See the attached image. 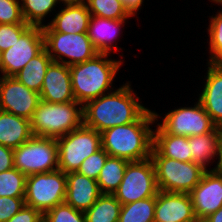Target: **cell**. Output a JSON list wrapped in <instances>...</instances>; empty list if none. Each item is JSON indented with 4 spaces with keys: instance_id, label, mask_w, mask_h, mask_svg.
<instances>
[{
    "instance_id": "6da1fadb",
    "label": "cell",
    "mask_w": 222,
    "mask_h": 222,
    "mask_svg": "<svg viewBox=\"0 0 222 222\" xmlns=\"http://www.w3.org/2000/svg\"><path fill=\"white\" fill-rule=\"evenodd\" d=\"M130 83L88 101L83 106L84 125L101 133L137 121L149 108L141 104Z\"/></svg>"
},
{
    "instance_id": "7a4b0ae2",
    "label": "cell",
    "mask_w": 222,
    "mask_h": 222,
    "mask_svg": "<svg viewBox=\"0 0 222 222\" xmlns=\"http://www.w3.org/2000/svg\"><path fill=\"white\" fill-rule=\"evenodd\" d=\"M150 108L135 122L108 128L101 132L102 148L111 157L127 161H141L151 157L153 148L152 125L160 117Z\"/></svg>"
},
{
    "instance_id": "3957f363",
    "label": "cell",
    "mask_w": 222,
    "mask_h": 222,
    "mask_svg": "<svg viewBox=\"0 0 222 222\" xmlns=\"http://www.w3.org/2000/svg\"><path fill=\"white\" fill-rule=\"evenodd\" d=\"M108 56V53H98L90 60L69 66L74 99L83 106L114 90V79L124 60Z\"/></svg>"
},
{
    "instance_id": "277c9868",
    "label": "cell",
    "mask_w": 222,
    "mask_h": 222,
    "mask_svg": "<svg viewBox=\"0 0 222 222\" xmlns=\"http://www.w3.org/2000/svg\"><path fill=\"white\" fill-rule=\"evenodd\" d=\"M30 123L33 136L57 139L84 124L83 105L76 100L67 103L40 100Z\"/></svg>"
},
{
    "instance_id": "5b68a950",
    "label": "cell",
    "mask_w": 222,
    "mask_h": 222,
    "mask_svg": "<svg viewBox=\"0 0 222 222\" xmlns=\"http://www.w3.org/2000/svg\"><path fill=\"white\" fill-rule=\"evenodd\" d=\"M159 191L190 193L206 171L200 164L163 157L154 147L151 151Z\"/></svg>"
},
{
    "instance_id": "8992f818",
    "label": "cell",
    "mask_w": 222,
    "mask_h": 222,
    "mask_svg": "<svg viewBox=\"0 0 222 222\" xmlns=\"http://www.w3.org/2000/svg\"><path fill=\"white\" fill-rule=\"evenodd\" d=\"M42 30L44 48L54 62L71 66L90 60L99 53L87 33L55 32L48 24Z\"/></svg>"
},
{
    "instance_id": "52a82bcc",
    "label": "cell",
    "mask_w": 222,
    "mask_h": 222,
    "mask_svg": "<svg viewBox=\"0 0 222 222\" xmlns=\"http://www.w3.org/2000/svg\"><path fill=\"white\" fill-rule=\"evenodd\" d=\"M56 140L58 167L65 174L77 172L86 158L102 148L101 133L84 124Z\"/></svg>"
},
{
    "instance_id": "ba28073f",
    "label": "cell",
    "mask_w": 222,
    "mask_h": 222,
    "mask_svg": "<svg viewBox=\"0 0 222 222\" xmlns=\"http://www.w3.org/2000/svg\"><path fill=\"white\" fill-rule=\"evenodd\" d=\"M13 162L26 176L57 170L58 142L55 138L32 136L13 149Z\"/></svg>"
},
{
    "instance_id": "9c48e42d",
    "label": "cell",
    "mask_w": 222,
    "mask_h": 222,
    "mask_svg": "<svg viewBox=\"0 0 222 222\" xmlns=\"http://www.w3.org/2000/svg\"><path fill=\"white\" fill-rule=\"evenodd\" d=\"M67 188L66 174L60 169L27 176L25 205L42 214L65 202Z\"/></svg>"
},
{
    "instance_id": "30bf717a",
    "label": "cell",
    "mask_w": 222,
    "mask_h": 222,
    "mask_svg": "<svg viewBox=\"0 0 222 222\" xmlns=\"http://www.w3.org/2000/svg\"><path fill=\"white\" fill-rule=\"evenodd\" d=\"M158 191L155 166L150 157L128 162L123 180L113 195L124 205L156 196Z\"/></svg>"
},
{
    "instance_id": "8fae6325",
    "label": "cell",
    "mask_w": 222,
    "mask_h": 222,
    "mask_svg": "<svg viewBox=\"0 0 222 222\" xmlns=\"http://www.w3.org/2000/svg\"><path fill=\"white\" fill-rule=\"evenodd\" d=\"M155 124L168 134L186 137L203 135L216 127L199 100L193 107H177L165 113L162 121Z\"/></svg>"
},
{
    "instance_id": "7c38bea8",
    "label": "cell",
    "mask_w": 222,
    "mask_h": 222,
    "mask_svg": "<svg viewBox=\"0 0 222 222\" xmlns=\"http://www.w3.org/2000/svg\"><path fill=\"white\" fill-rule=\"evenodd\" d=\"M44 49L42 27L31 26L16 42L1 54L2 76H14Z\"/></svg>"
},
{
    "instance_id": "4fadbf2b",
    "label": "cell",
    "mask_w": 222,
    "mask_h": 222,
    "mask_svg": "<svg viewBox=\"0 0 222 222\" xmlns=\"http://www.w3.org/2000/svg\"><path fill=\"white\" fill-rule=\"evenodd\" d=\"M40 94L28 89L14 76L0 75V110L31 120Z\"/></svg>"
},
{
    "instance_id": "5bb4252c",
    "label": "cell",
    "mask_w": 222,
    "mask_h": 222,
    "mask_svg": "<svg viewBox=\"0 0 222 222\" xmlns=\"http://www.w3.org/2000/svg\"><path fill=\"white\" fill-rule=\"evenodd\" d=\"M189 194L195 216L202 222L222 207V172L216 169L206 170Z\"/></svg>"
},
{
    "instance_id": "9a60e30c",
    "label": "cell",
    "mask_w": 222,
    "mask_h": 222,
    "mask_svg": "<svg viewBox=\"0 0 222 222\" xmlns=\"http://www.w3.org/2000/svg\"><path fill=\"white\" fill-rule=\"evenodd\" d=\"M154 222H199L190 194L158 191Z\"/></svg>"
},
{
    "instance_id": "2e32d148",
    "label": "cell",
    "mask_w": 222,
    "mask_h": 222,
    "mask_svg": "<svg viewBox=\"0 0 222 222\" xmlns=\"http://www.w3.org/2000/svg\"><path fill=\"white\" fill-rule=\"evenodd\" d=\"M39 94L40 99L48 103L74 101L69 66L52 61L48 66Z\"/></svg>"
},
{
    "instance_id": "e0dca14e",
    "label": "cell",
    "mask_w": 222,
    "mask_h": 222,
    "mask_svg": "<svg viewBox=\"0 0 222 222\" xmlns=\"http://www.w3.org/2000/svg\"><path fill=\"white\" fill-rule=\"evenodd\" d=\"M203 89L197 100L217 127H222V64L207 63Z\"/></svg>"
},
{
    "instance_id": "ac0fdd59",
    "label": "cell",
    "mask_w": 222,
    "mask_h": 222,
    "mask_svg": "<svg viewBox=\"0 0 222 222\" xmlns=\"http://www.w3.org/2000/svg\"><path fill=\"white\" fill-rule=\"evenodd\" d=\"M127 19H107L91 16L88 26V37L99 53H114L123 48L115 44L118 35L122 31ZM113 42V43H112ZM115 44V45H114ZM114 48V49H113Z\"/></svg>"
},
{
    "instance_id": "d6986e66",
    "label": "cell",
    "mask_w": 222,
    "mask_h": 222,
    "mask_svg": "<svg viewBox=\"0 0 222 222\" xmlns=\"http://www.w3.org/2000/svg\"><path fill=\"white\" fill-rule=\"evenodd\" d=\"M66 178L65 202L74 209L85 212L101 195L98 182L78 172L67 173Z\"/></svg>"
},
{
    "instance_id": "ffe728a7",
    "label": "cell",
    "mask_w": 222,
    "mask_h": 222,
    "mask_svg": "<svg viewBox=\"0 0 222 222\" xmlns=\"http://www.w3.org/2000/svg\"><path fill=\"white\" fill-rule=\"evenodd\" d=\"M61 9L57 11L47 24L55 31L60 33H87L91 14L86 3L76 5L60 4Z\"/></svg>"
},
{
    "instance_id": "44dd1931",
    "label": "cell",
    "mask_w": 222,
    "mask_h": 222,
    "mask_svg": "<svg viewBox=\"0 0 222 222\" xmlns=\"http://www.w3.org/2000/svg\"><path fill=\"white\" fill-rule=\"evenodd\" d=\"M30 120L0 110V144L12 149L32 137Z\"/></svg>"
},
{
    "instance_id": "7402d4cb",
    "label": "cell",
    "mask_w": 222,
    "mask_h": 222,
    "mask_svg": "<svg viewBox=\"0 0 222 222\" xmlns=\"http://www.w3.org/2000/svg\"><path fill=\"white\" fill-rule=\"evenodd\" d=\"M153 147L163 156L182 162H191L189 137L164 132L158 125L153 130Z\"/></svg>"
},
{
    "instance_id": "603a6c76",
    "label": "cell",
    "mask_w": 222,
    "mask_h": 222,
    "mask_svg": "<svg viewBox=\"0 0 222 222\" xmlns=\"http://www.w3.org/2000/svg\"><path fill=\"white\" fill-rule=\"evenodd\" d=\"M219 143L220 127L217 126L209 133L190 136L189 145L192 162L200 164L206 170H210V168H207L210 167L209 164H213V162H216L215 160H218Z\"/></svg>"
},
{
    "instance_id": "cb8c5ba5",
    "label": "cell",
    "mask_w": 222,
    "mask_h": 222,
    "mask_svg": "<svg viewBox=\"0 0 222 222\" xmlns=\"http://www.w3.org/2000/svg\"><path fill=\"white\" fill-rule=\"evenodd\" d=\"M52 58L44 48L39 54L32 58L14 77L24 84L28 89L40 93L44 77Z\"/></svg>"
},
{
    "instance_id": "d4e9b609",
    "label": "cell",
    "mask_w": 222,
    "mask_h": 222,
    "mask_svg": "<svg viewBox=\"0 0 222 222\" xmlns=\"http://www.w3.org/2000/svg\"><path fill=\"white\" fill-rule=\"evenodd\" d=\"M128 162L118 157H107L97 178L101 194H114L123 180Z\"/></svg>"
},
{
    "instance_id": "484cf974",
    "label": "cell",
    "mask_w": 222,
    "mask_h": 222,
    "mask_svg": "<svg viewBox=\"0 0 222 222\" xmlns=\"http://www.w3.org/2000/svg\"><path fill=\"white\" fill-rule=\"evenodd\" d=\"M121 203L113 194H101L84 212L86 222H118Z\"/></svg>"
},
{
    "instance_id": "4316f807",
    "label": "cell",
    "mask_w": 222,
    "mask_h": 222,
    "mask_svg": "<svg viewBox=\"0 0 222 222\" xmlns=\"http://www.w3.org/2000/svg\"><path fill=\"white\" fill-rule=\"evenodd\" d=\"M156 196L121 205L118 222H154Z\"/></svg>"
},
{
    "instance_id": "83f0119b",
    "label": "cell",
    "mask_w": 222,
    "mask_h": 222,
    "mask_svg": "<svg viewBox=\"0 0 222 222\" xmlns=\"http://www.w3.org/2000/svg\"><path fill=\"white\" fill-rule=\"evenodd\" d=\"M57 0H20L22 15L25 22L30 26L44 27L45 17H51L52 11L57 12Z\"/></svg>"
},
{
    "instance_id": "f1b7e54d",
    "label": "cell",
    "mask_w": 222,
    "mask_h": 222,
    "mask_svg": "<svg viewBox=\"0 0 222 222\" xmlns=\"http://www.w3.org/2000/svg\"><path fill=\"white\" fill-rule=\"evenodd\" d=\"M91 16L107 19H130L131 16L125 9L121 0H86Z\"/></svg>"
},
{
    "instance_id": "f546056e",
    "label": "cell",
    "mask_w": 222,
    "mask_h": 222,
    "mask_svg": "<svg viewBox=\"0 0 222 222\" xmlns=\"http://www.w3.org/2000/svg\"><path fill=\"white\" fill-rule=\"evenodd\" d=\"M222 6V4H220ZM208 35V48L210 57L207 63L222 64V9L210 16L209 25L206 28Z\"/></svg>"
},
{
    "instance_id": "4dcf8cb0",
    "label": "cell",
    "mask_w": 222,
    "mask_h": 222,
    "mask_svg": "<svg viewBox=\"0 0 222 222\" xmlns=\"http://www.w3.org/2000/svg\"><path fill=\"white\" fill-rule=\"evenodd\" d=\"M27 176L13 167L0 173V197H25Z\"/></svg>"
},
{
    "instance_id": "1f68e13d",
    "label": "cell",
    "mask_w": 222,
    "mask_h": 222,
    "mask_svg": "<svg viewBox=\"0 0 222 222\" xmlns=\"http://www.w3.org/2000/svg\"><path fill=\"white\" fill-rule=\"evenodd\" d=\"M43 222H86L85 214L66 202L56 205L43 214Z\"/></svg>"
},
{
    "instance_id": "d6a6232c",
    "label": "cell",
    "mask_w": 222,
    "mask_h": 222,
    "mask_svg": "<svg viewBox=\"0 0 222 222\" xmlns=\"http://www.w3.org/2000/svg\"><path fill=\"white\" fill-rule=\"evenodd\" d=\"M108 156L109 154L101 148L99 151L86 158L81 163L77 172L97 181Z\"/></svg>"
},
{
    "instance_id": "836d02e7",
    "label": "cell",
    "mask_w": 222,
    "mask_h": 222,
    "mask_svg": "<svg viewBox=\"0 0 222 222\" xmlns=\"http://www.w3.org/2000/svg\"><path fill=\"white\" fill-rule=\"evenodd\" d=\"M30 27L27 23L0 24V51L3 52L13 46Z\"/></svg>"
},
{
    "instance_id": "e575fe53",
    "label": "cell",
    "mask_w": 222,
    "mask_h": 222,
    "mask_svg": "<svg viewBox=\"0 0 222 222\" xmlns=\"http://www.w3.org/2000/svg\"><path fill=\"white\" fill-rule=\"evenodd\" d=\"M26 23L20 0H0V24Z\"/></svg>"
},
{
    "instance_id": "d590c367",
    "label": "cell",
    "mask_w": 222,
    "mask_h": 222,
    "mask_svg": "<svg viewBox=\"0 0 222 222\" xmlns=\"http://www.w3.org/2000/svg\"><path fill=\"white\" fill-rule=\"evenodd\" d=\"M25 197H0V222H7L25 205Z\"/></svg>"
},
{
    "instance_id": "8d00e7d4",
    "label": "cell",
    "mask_w": 222,
    "mask_h": 222,
    "mask_svg": "<svg viewBox=\"0 0 222 222\" xmlns=\"http://www.w3.org/2000/svg\"><path fill=\"white\" fill-rule=\"evenodd\" d=\"M7 222H43V214L33 207L24 205L22 209Z\"/></svg>"
},
{
    "instance_id": "74e56055",
    "label": "cell",
    "mask_w": 222,
    "mask_h": 222,
    "mask_svg": "<svg viewBox=\"0 0 222 222\" xmlns=\"http://www.w3.org/2000/svg\"><path fill=\"white\" fill-rule=\"evenodd\" d=\"M13 167V149L0 144V173Z\"/></svg>"
},
{
    "instance_id": "f35d334b",
    "label": "cell",
    "mask_w": 222,
    "mask_h": 222,
    "mask_svg": "<svg viewBox=\"0 0 222 222\" xmlns=\"http://www.w3.org/2000/svg\"><path fill=\"white\" fill-rule=\"evenodd\" d=\"M128 13L135 17L144 3V0H121Z\"/></svg>"
},
{
    "instance_id": "ab89813d",
    "label": "cell",
    "mask_w": 222,
    "mask_h": 222,
    "mask_svg": "<svg viewBox=\"0 0 222 222\" xmlns=\"http://www.w3.org/2000/svg\"><path fill=\"white\" fill-rule=\"evenodd\" d=\"M218 170L222 172V127H220V143H219V152H218V161L214 168L211 170Z\"/></svg>"
},
{
    "instance_id": "60d3db41",
    "label": "cell",
    "mask_w": 222,
    "mask_h": 222,
    "mask_svg": "<svg viewBox=\"0 0 222 222\" xmlns=\"http://www.w3.org/2000/svg\"><path fill=\"white\" fill-rule=\"evenodd\" d=\"M202 222H222V207H220L215 213L206 217Z\"/></svg>"
},
{
    "instance_id": "b9f144b4",
    "label": "cell",
    "mask_w": 222,
    "mask_h": 222,
    "mask_svg": "<svg viewBox=\"0 0 222 222\" xmlns=\"http://www.w3.org/2000/svg\"><path fill=\"white\" fill-rule=\"evenodd\" d=\"M58 5L61 3L63 6L66 5H76V4H82L85 3L86 0H57Z\"/></svg>"
},
{
    "instance_id": "7bdbcfd3",
    "label": "cell",
    "mask_w": 222,
    "mask_h": 222,
    "mask_svg": "<svg viewBox=\"0 0 222 222\" xmlns=\"http://www.w3.org/2000/svg\"><path fill=\"white\" fill-rule=\"evenodd\" d=\"M210 2H213L215 4H222V0H209Z\"/></svg>"
},
{
    "instance_id": "ee69618b",
    "label": "cell",
    "mask_w": 222,
    "mask_h": 222,
    "mask_svg": "<svg viewBox=\"0 0 222 222\" xmlns=\"http://www.w3.org/2000/svg\"><path fill=\"white\" fill-rule=\"evenodd\" d=\"M1 54H2V52L0 51V74H2V69H1Z\"/></svg>"
}]
</instances>
